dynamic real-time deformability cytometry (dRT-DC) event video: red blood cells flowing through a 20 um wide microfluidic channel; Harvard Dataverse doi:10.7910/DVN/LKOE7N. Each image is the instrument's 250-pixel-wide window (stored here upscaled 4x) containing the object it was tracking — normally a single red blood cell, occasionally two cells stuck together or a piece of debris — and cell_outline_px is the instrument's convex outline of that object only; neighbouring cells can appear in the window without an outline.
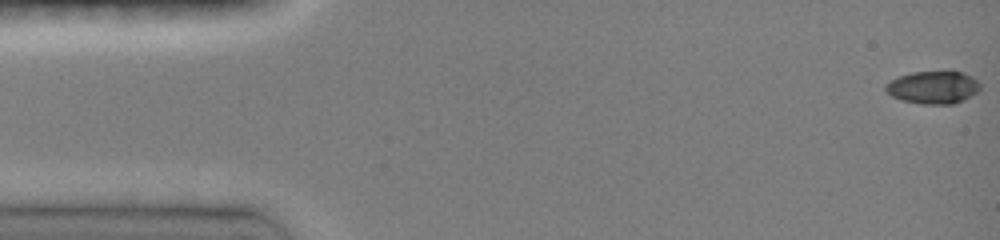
{"species": "common noctule bat (a hibernating species)", "species_latin": "Nyctalus noctula", "temperature_condition": "room temperature", "stored_images_in_passage": 50, "camera_frame_rate_fps": 3000, "um_per_image_px": 0.085, "animal": {"sex": "female", "body_mass_g": 19.0, "forearm_length_mm": 51.5}, "frame": {"image": 1, "passage_image": 1, "time_ms": 0.0, "image_size_px": [1000, 240], "cell_outline_px": [[980, 88], [976, 92], [952, 104], [924, 104], [900, 100], [892, 96], [884, 88], [884, 84], [896, 76], [912, 72], [964, 72], [972, 76], [980, 84]], "centroid_in_image_um": [79.26, 7.41], "position_along_channel_um": 5.7, "area_um2": 17.86}}
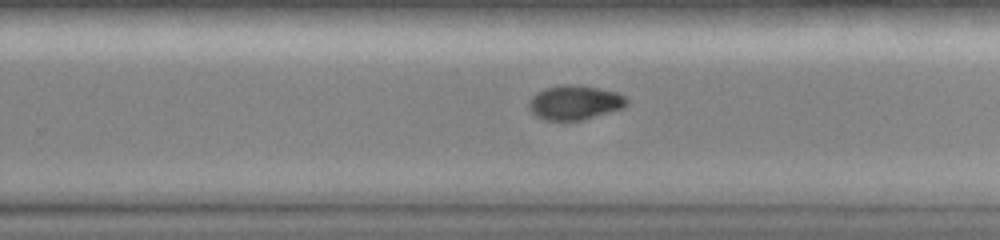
{"frame": {"image": 2, "passage_image": 36, "time_ms": 10.0, "image_size_px": [1000, 240], "cell_outline_px": [[628, 104], [624, 108], [580, 120], [544, 120], [536, 116], [528, 108], [528, 104], [532, 96], [536, 92], [544, 88], [560, 84], [576, 84], [620, 92], [628, 100]], "centroid_in_image_um": [48.85, 8.69], "position_along_channel_um": 280.9, "area_um2": 19.83}}
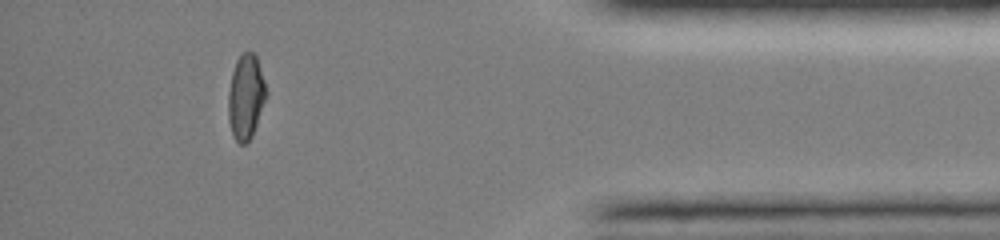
{"frame": {"image": 3, "passage_image": 47, "time_ms": 14.0, "image_size_px": [1000, 240], "cell_outline_px": [[268, 92], [252, 136], [244, 144], [240, 144], [236, 140], [232, 132], [228, 120], [228, 92], [232, 72], [236, 60], [244, 52], [252, 52], [256, 56]], "centroid_in_image_um": [20.89, 8.23], "position_along_channel_um": 414.3, "area_um2": 18.61}, "authors_computed_cell_mechanics": {"area_um2": 19.4786, "velocity_mm_per_s": 4.0509, "shape_relaxation_time_tau1_ms": 10.9521, "shape_relaxation_time_tau2_ms": 3.3543, "deformation_change_tau1": 0.2903, "deformation_change_tau2": 0.0551}}